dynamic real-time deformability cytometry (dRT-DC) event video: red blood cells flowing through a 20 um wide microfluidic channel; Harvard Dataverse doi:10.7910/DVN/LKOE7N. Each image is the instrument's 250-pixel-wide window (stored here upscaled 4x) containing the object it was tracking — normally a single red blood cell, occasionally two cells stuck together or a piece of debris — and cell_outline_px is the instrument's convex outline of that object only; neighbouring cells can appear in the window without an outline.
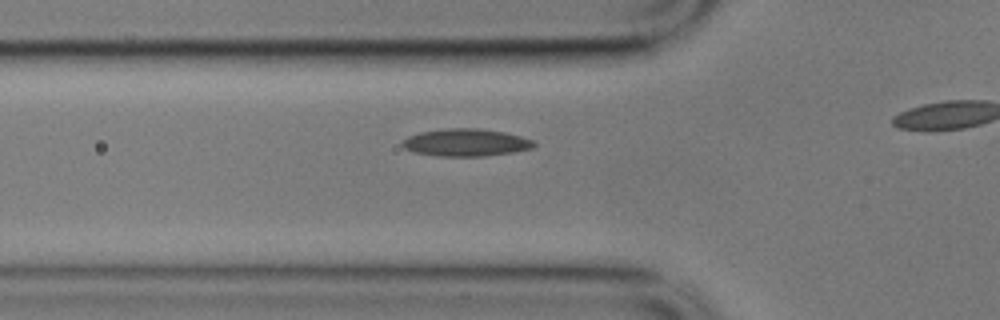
{"species": "common noctule bat (a hibernating species)", "species_latin": "Nyctalus noctula", "temperature_condition": "cold", "stored_images_in_passage": 12, "camera_frame_rate_fps": 3000, "um_per_image_px": 0.085, "animal": {"sex": "male", "body_mass_g": 17.9}, "frame": {"image": 1, "passage_image": 3, "time_ms": 0.667, "image_size_px": [1000, 320], "cell_outline_px": [[536, 144], [532, 148], [512, 152], [484, 156], [440, 156], [412, 152], [404, 148], [400, 144], [408, 136], [420, 132], [444, 128], [476, 128], [504, 132], [536, 140]], "centroid_in_image_um": [39.59, 12.11], "position_along_channel_um": 86.2, "area_um2": 21.1}}
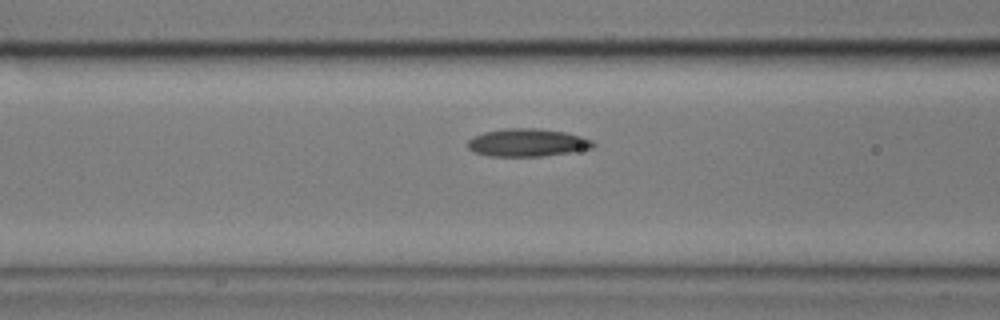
{"frame": {"image": 2, "passage_image": 6, "time_ms": 1.667, "image_size_px": [1000, 320], "cell_outline_px": [[596, 144], [592, 148], [572, 152], [544, 156], [488, 156], [476, 152], [468, 148], [468, 140], [472, 136], [484, 132], [504, 128], [536, 128], [564, 132], [580, 136], [592, 140]], "centroid_in_image_um": [44.82, 12.12], "position_along_channel_um": 121.8, "area_um2": 20.35}}